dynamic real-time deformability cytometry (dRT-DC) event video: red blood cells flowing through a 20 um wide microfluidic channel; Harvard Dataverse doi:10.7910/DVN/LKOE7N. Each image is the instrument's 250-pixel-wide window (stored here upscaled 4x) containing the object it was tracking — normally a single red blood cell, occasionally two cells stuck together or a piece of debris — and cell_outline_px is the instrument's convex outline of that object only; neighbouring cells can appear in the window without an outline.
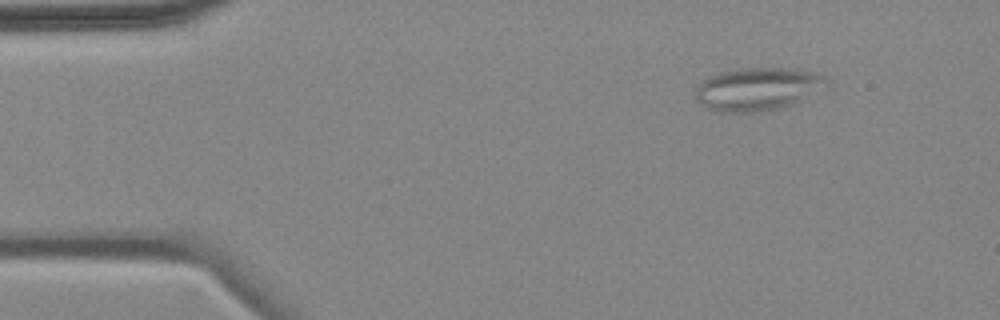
{"species": "common noctule bat (a hibernating species)", "species_latin": "Nyctalus noctula", "temperature_condition": "cold", "stored_images_in_passage": 10, "camera_frame_rate_fps": 3000, "um_per_image_px": 0.085, "animal": {"sex": "female", "body_mass_g": 18.4}, "frame": {"image": 1, "passage_image": 1, "time_ms": 0.0, "image_size_px": [1000, 320], "cell_outline_px": [[832, 84], [828, 88], [804, 100], [780, 108], [752, 112], [720, 112], [708, 108], [700, 104], [696, 100], [696, 88], [708, 76], [720, 72], [740, 68], [792, 68], [816, 72], [824, 76]], "centroid_in_image_um": [64.49, 7.56], "position_along_channel_um": 20.5, "area_um2": 33.35}}
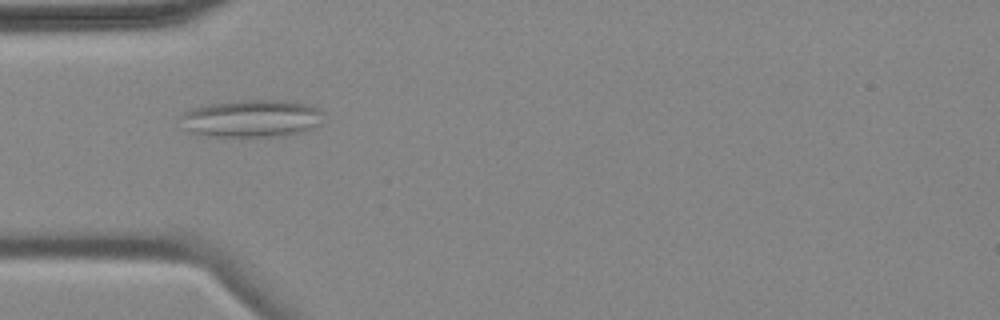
{"frame": {"image": 2, "passage_image": 4, "time_ms": 3.333, "image_size_px": [1000, 320], "cell_outline_px": [[324, 112], [320, 124], [312, 128], [300, 132], [276, 136], [204, 136], [180, 128], [180, 116], [184, 112], [192, 108], [208, 104], [240, 100], [284, 100], [308, 104], [320, 108]], "centroid_in_image_um": [21.36, 10.06], "position_along_channel_um": 63.6, "area_um2": 31.5}}